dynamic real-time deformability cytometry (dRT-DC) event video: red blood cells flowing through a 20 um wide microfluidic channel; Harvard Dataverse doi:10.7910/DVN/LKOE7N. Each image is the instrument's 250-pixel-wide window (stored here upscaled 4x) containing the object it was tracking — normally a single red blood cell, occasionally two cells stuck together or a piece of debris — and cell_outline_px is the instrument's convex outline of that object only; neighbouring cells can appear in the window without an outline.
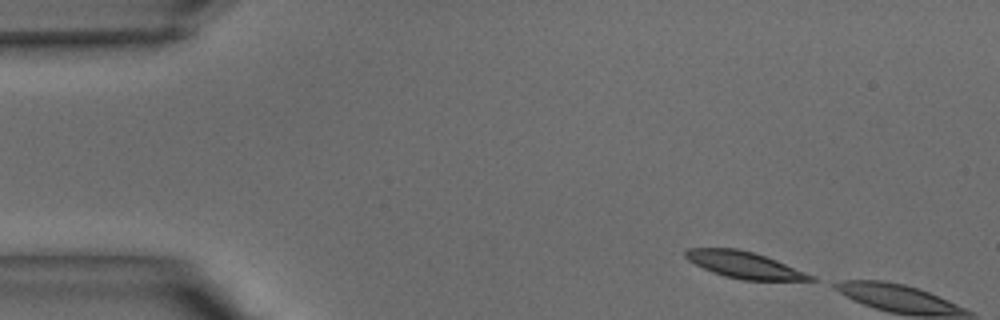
{"species": "common noctule bat (a hibernating species)", "species_latin": "Nyctalus noctula", "temperature_condition": "warm", "stored_images_in_passage": 3, "camera_frame_rate_fps": 3000, "um_per_image_px": 0.085, "animal": {"sex": "male", "body_mass_g": 15.6}, "frame": {"image": 1, "passage_image": 1, "time_ms": 0.0, "image_size_px": [1000, 320], "cell_outline_px": [[816, 280], [744, 280], [724, 276], [712, 272], [688, 260], [684, 256], [684, 252], [688, 248], [736, 248], [752, 252], [776, 260], [816, 276]], "centroid_in_image_um": [63.26, 22.52], "position_along_channel_um": 21.7, "area_um2": 19.19}}